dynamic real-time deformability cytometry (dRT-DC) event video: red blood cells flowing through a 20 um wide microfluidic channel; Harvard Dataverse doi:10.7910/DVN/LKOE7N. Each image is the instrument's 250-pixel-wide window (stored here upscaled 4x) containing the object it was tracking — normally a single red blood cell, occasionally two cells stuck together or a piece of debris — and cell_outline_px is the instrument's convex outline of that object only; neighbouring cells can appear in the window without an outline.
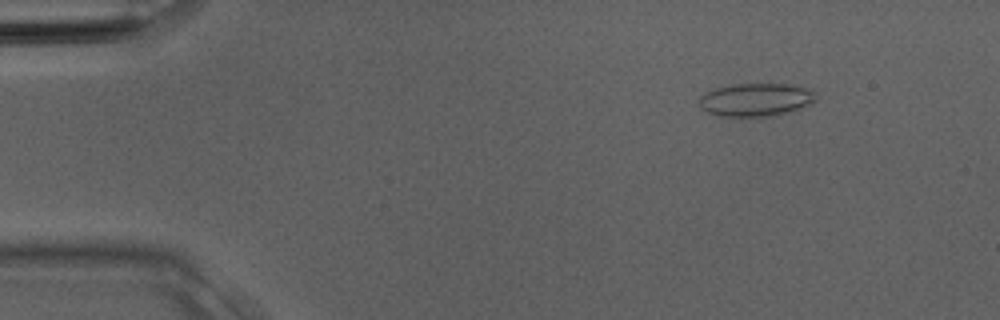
{"species": "Egyptian fruit bat (a non-hibernating species)", "species_latin": "Rousettus aegyptiacus", "temperature_condition": "room temperature", "stored_images_in_passage": 3, "camera_frame_rate_fps": 3000, "um_per_image_px": 0.085, "animal": {"sex": "male"}, "frame": {"image": 1, "passage_image": 1, "time_ms": 0.0, "image_size_px": [1000, 320], "cell_outline_px": [[816, 100], [800, 108], [788, 112], [772, 116], [716, 116], [700, 108], [700, 96], [704, 92], [716, 88], [732, 84], [792, 84], [804, 88], [812, 92]], "centroid_in_image_um": [64.18, 8.48], "position_along_channel_um": 20.8, "area_um2": 22.31}}